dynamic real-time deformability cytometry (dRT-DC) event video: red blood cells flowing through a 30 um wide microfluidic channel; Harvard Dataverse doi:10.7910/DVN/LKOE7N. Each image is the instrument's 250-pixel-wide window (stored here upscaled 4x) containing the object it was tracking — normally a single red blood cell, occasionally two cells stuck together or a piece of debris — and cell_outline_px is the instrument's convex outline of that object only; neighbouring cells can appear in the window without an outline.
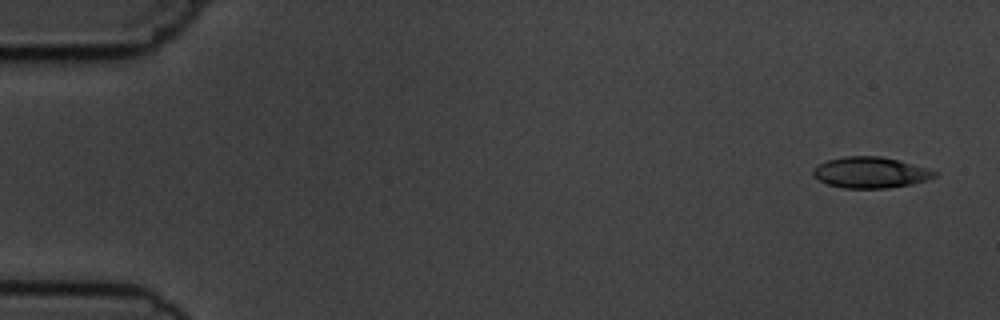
{"species": "common noctule bat (a hibernating species)", "species_latin": "Nyctalus noctula", "temperature_condition": "cold", "stored_images_in_passage": 4, "camera_frame_rate_fps": 3000, "um_per_image_px": 0.085, "animal": {"sex": "male", "body_mass_g": 19.5, "forearm_length_mm": 54.6}, "frame": {"image": 1, "passage_image": 1, "time_ms": 0.0, "image_size_px": [1000, 320], "cell_outline_px": [[940, 176], [928, 180], [912, 184], [888, 188], [844, 188], [828, 184], [820, 180], [812, 172], [812, 168], [828, 160], [844, 156], [880, 156], [928, 168], [940, 172]], "centroid_in_image_um": [74.06, 14.67], "position_along_channel_um": 10.9, "area_um2": 21.96}}
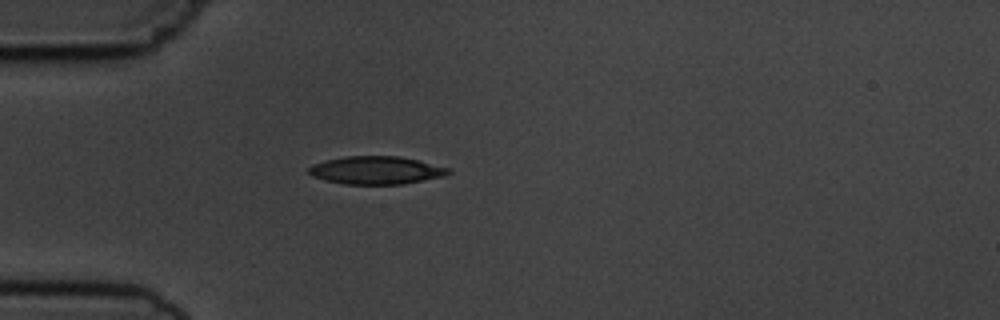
{"frame": {"image": 2, "passage_image": 4, "time_ms": 4.333, "image_size_px": [1000, 320], "cell_outline_px": [[452, 172], [444, 176], [404, 184], [344, 184], [324, 180], [312, 176], [308, 172], [308, 168], [312, 164], [324, 160], [344, 156], [400, 156], [420, 160], [452, 168]], "centroid_in_image_um": [32.0, 14.46], "position_along_channel_um": 53.0, "area_um2": 23.06}}